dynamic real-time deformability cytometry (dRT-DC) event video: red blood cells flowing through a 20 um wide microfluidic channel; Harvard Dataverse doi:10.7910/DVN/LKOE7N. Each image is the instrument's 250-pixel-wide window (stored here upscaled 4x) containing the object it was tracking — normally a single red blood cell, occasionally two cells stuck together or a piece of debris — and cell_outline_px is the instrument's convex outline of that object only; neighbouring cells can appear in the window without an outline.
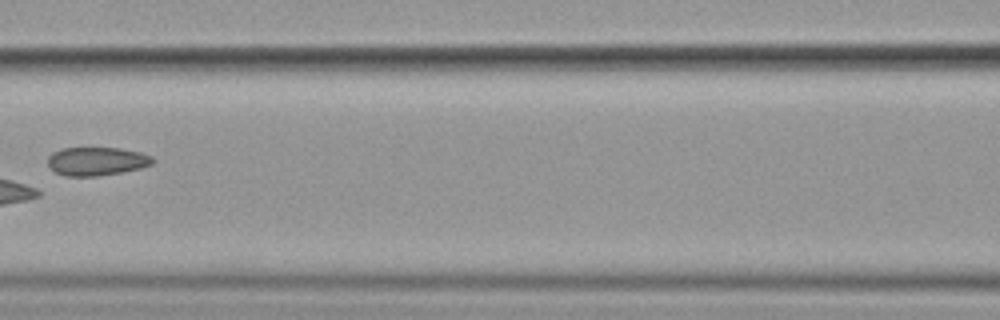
{"species": "common noctule bat (a hibernating species)", "species_latin": "Nyctalus noctula", "temperature_condition": "cold", "stored_images_in_passage": 9, "camera_frame_rate_fps": 3000, "um_per_image_px": 0.085, "animal": {"sex": "female", "body_mass_g": 19.9}, "frame": {"image": 1, "passage_image": 7, "time_ms": 7.333, "image_size_px": [1000, 320], "cell_outline_px": [[156, 160], [152, 164], [140, 168], [120, 172], [96, 176], [64, 176], [56, 172], [48, 164], [48, 156], [52, 152], [64, 148], [120, 148], [140, 152], [152, 156]], "centroid_in_image_um": [8.23, 13.7], "position_along_channel_um": 158.4, "area_um2": 17.34}}
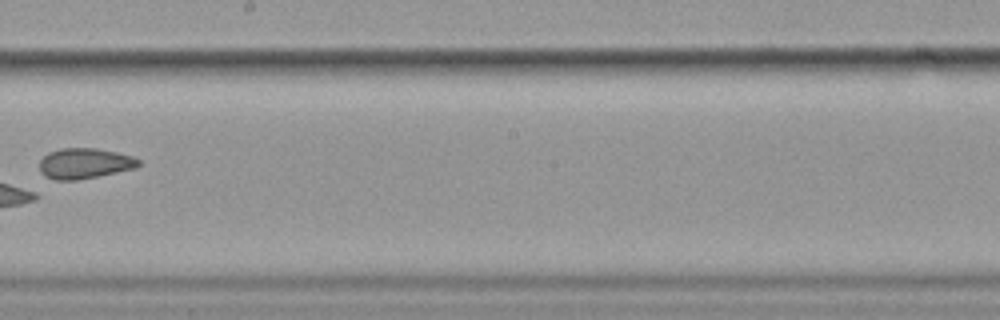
{"frame": {"image": 2, "passage_image": 9, "time_ms": 9.667, "image_size_px": [1000, 320], "cell_outline_px": [[140, 164], [136, 168], [76, 180], [56, 180], [44, 176], [40, 172], [40, 160], [48, 152], [60, 148], [96, 148], [116, 152], [132, 156], [140, 160]], "centroid_in_image_um": [7.17, 13.88], "position_along_channel_um": 241.0, "area_um2": 17.57}}